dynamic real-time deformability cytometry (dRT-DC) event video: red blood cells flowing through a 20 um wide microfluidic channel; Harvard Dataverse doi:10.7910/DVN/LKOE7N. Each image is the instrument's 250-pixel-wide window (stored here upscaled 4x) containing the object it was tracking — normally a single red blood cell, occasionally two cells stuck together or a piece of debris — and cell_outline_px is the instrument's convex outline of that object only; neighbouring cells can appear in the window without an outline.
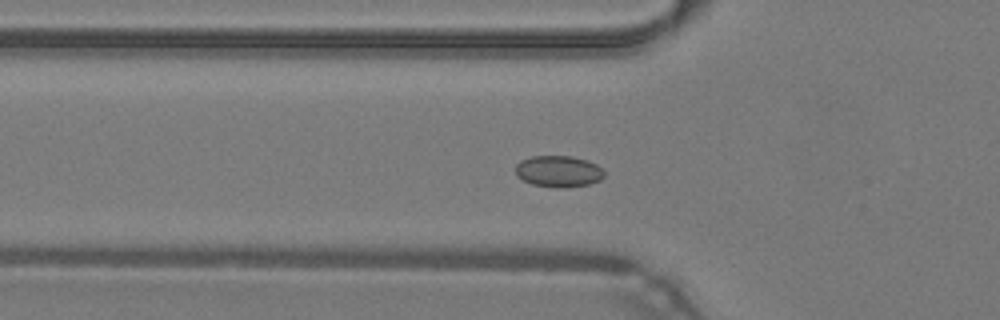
{"species": "common noctule bat (a hibernating species)", "species_latin": "Nyctalus noctula", "temperature_condition": "warm", "stored_images_in_passage": 40, "camera_frame_rate_fps": 3000, "um_per_image_px": 0.085, "animal": {"sex": "male", "body_mass_g": 19.2, "forearm_length_mm": 51.8}, "frame": {"image": 1, "passage_image": 13, "time_ms": 4.0, "image_size_px": [1000, 320], "cell_outline_px": [[604, 176], [600, 180], [588, 184], [564, 188], [556, 188], [532, 184], [516, 176], [516, 164], [520, 160], [532, 156], [572, 156], [588, 160], [596, 164], [604, 172]], "centroid_in_image_um": [47.46, 14.56], "position_along_channel_um": 78.3, "area_um2": 16.3}}
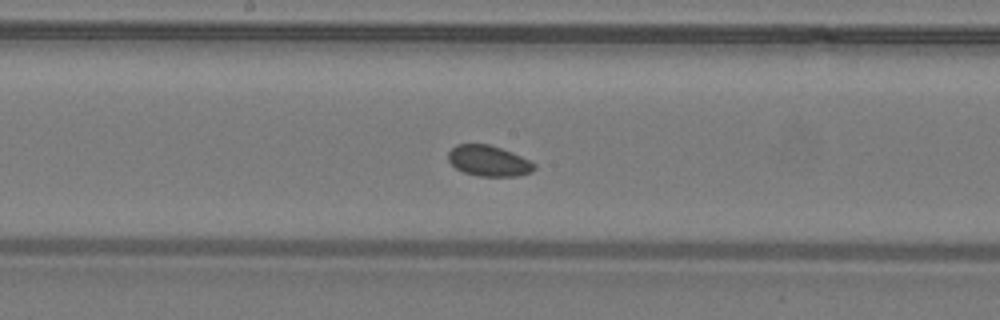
{"frame": {"image": 2, "passage_image": 22, "time_ms": 7.0, "image_size_px": [1000, 320], "cell_outline_px": [[536, 168], [532, 172], [520, 176], [480, 176], [464, 172], [456, 168], [448, 160], [448, 152], [456, 144], [488, 144], [512, 152], [536, 164]], "centroid_in_image_um": [41.55, 13.68], "position_along_channel_um": 206.7, "area_um2": 15.37}}
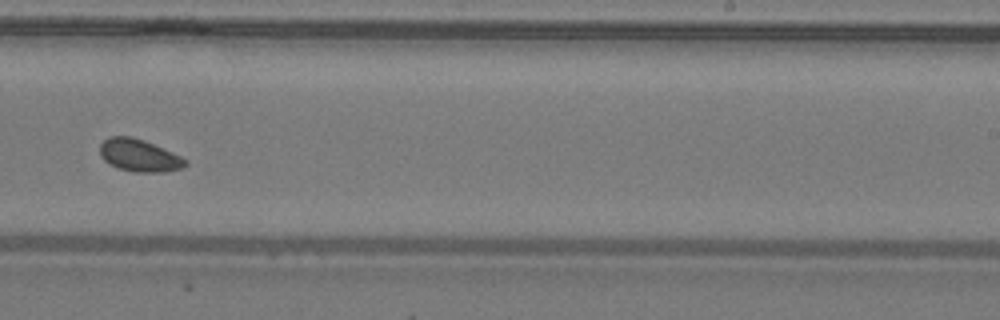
{"frame": {"image": 3, "passage_image": 27, "time_ms": 8.667, "image_size_px": [1000, 320], "cell_outline_px": [[188, 164], [184, 168], [164, 172], [136, 172], [120, 168], [108, 164], [100, 156], [100, 144], [108, 136], [132, 136], [144, 140], [172, 152], [188, 160]], "centroid_in_image_um": [11.84, 13.21], "position_along_channel_um": 277.2, "area_um2": 16.24}, "authors_computed_cell_mechanics": {"area_um2": 16.2418, "velocity_mm_per_s": 4.2563, "shape_relaxation_time_tau1_ms": null, "shape_relaxation_time_tau2_ms": 4.366, "deformation_change_tau1": null, "deformation_change_tau2": 0.0799}}